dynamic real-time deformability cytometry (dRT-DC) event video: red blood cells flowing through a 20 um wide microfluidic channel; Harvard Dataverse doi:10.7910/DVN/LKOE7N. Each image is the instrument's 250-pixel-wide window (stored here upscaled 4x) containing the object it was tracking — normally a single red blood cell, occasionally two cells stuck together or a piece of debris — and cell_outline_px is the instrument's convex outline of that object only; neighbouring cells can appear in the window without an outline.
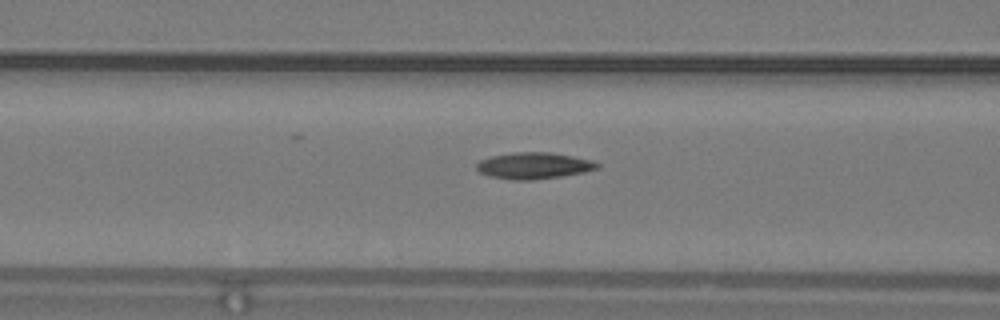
{"species": "common noctule bat (a hibernating species)", "species_latin": "Nyctalus noctula", "temperature_condition": "warm", "stored_images_in_passage": 29, "camera_frame_rate_fps": 3000, "um_per_image_px": 0.085, "animal": {"sex": "male", "body_mass_g": 19.2, "forearm_length_mm": 51.8}, "frame": {"image": 1, "passage_image": 5, "time_ms": 1.333, "image_size_px": [1000, 320], "cell_outline_px": [[600, 168], [584, 172], [560, 176], [532, 180], [512, 180], [488, 176], [480, 172], [476, 168], [476, 164], [480, 160], [492, 156], [512, 152], [548, 152], [572, 156], [592, 160], [600, 164]], "centroid_in_image_um": [45.37, 14.08], "position_along_channel_um": 121.2, "area_um2": 18.61}}